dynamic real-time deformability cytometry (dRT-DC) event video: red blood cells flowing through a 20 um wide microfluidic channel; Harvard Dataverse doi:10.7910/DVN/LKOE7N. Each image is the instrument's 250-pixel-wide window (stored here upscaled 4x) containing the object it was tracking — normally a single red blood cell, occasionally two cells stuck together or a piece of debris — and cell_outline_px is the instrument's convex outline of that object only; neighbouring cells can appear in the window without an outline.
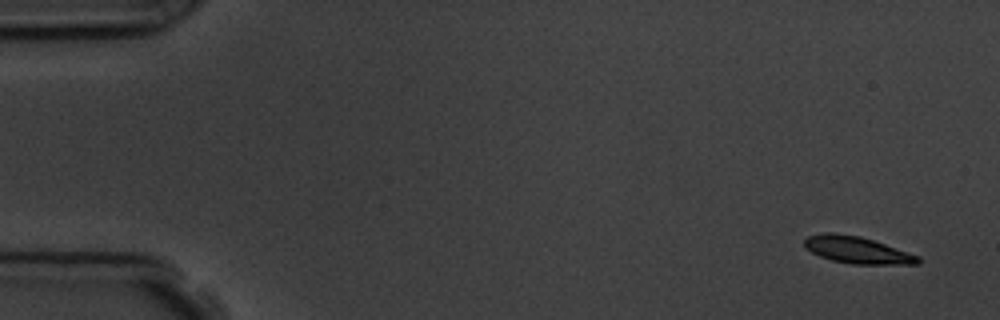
{"species": "common noctule bat (a hibernating species)", "species_latin": "Nyctalus noctula", "temperature_condition": "room temperature", "stored_images_in_passage": 5, "segment_of_instrument_passage": [1, 2], "camera_frame_rate_fps": 3000, "um_per_image_px": 0.085, "animal": {"sex": "male", "body_mass_g": 19.5, "forearm_length_mm": 54.6}, "frame": {"image": 1, "passage_image": 1, "time_ms": 0.0, "image_size_px": [1000, 320], "cell_outline_px": [[920, 264], [852, 264], [832, 260], [820, 256], [804, 248], [804, 240], [808, 236], [824, 232], [832, 232], [860, 236], [920, 256]], "centroid_in_image_um": [72.83, 21.25], "position_along_channel_um": 12.2, "area_um2": 17.74}}